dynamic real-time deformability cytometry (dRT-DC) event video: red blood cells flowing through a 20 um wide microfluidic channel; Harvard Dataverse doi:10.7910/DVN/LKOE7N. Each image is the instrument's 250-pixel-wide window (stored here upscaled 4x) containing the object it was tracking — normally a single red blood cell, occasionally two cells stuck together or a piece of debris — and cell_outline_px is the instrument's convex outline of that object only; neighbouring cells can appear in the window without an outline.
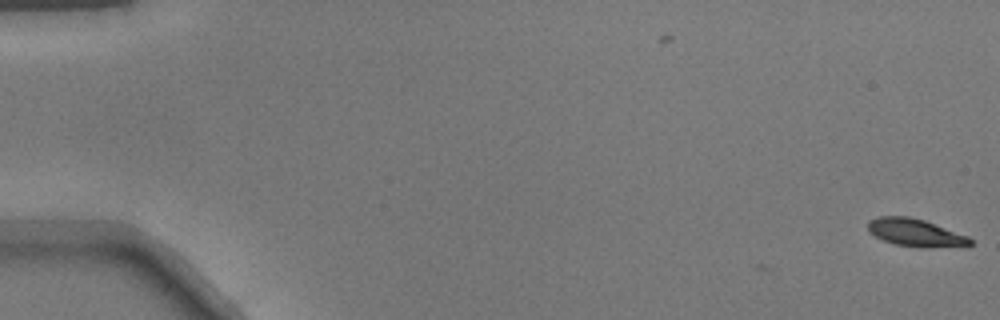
{"species": "common noctule bat (a hibernating species)", "species_latin": "Nyctalus noctula", "temperature_condition": "warm", "stored_images_in_passage": 2, "camera_frame_rate_fps": 3000, "um_per_image_px": 0.085, "animal": {"sex": "male", "body_mass_g": 17.9}, "frame": {"image": 1, "passage_image": 2, "time_ms": 0.333, "image_size_px": [1000, 320], "cell_outline_px": [[972, 244], [968, 248], [920, 248], [896, 244], [884, 240], [868, 232], [868, 220], [876, 216], [908, 216], [924, 220], [968, 236], [972, 240]], "centroid_in_image_um": [77.88, 19.8], "position_along_channel_um": 7.1, "area_um2": 16.94}}